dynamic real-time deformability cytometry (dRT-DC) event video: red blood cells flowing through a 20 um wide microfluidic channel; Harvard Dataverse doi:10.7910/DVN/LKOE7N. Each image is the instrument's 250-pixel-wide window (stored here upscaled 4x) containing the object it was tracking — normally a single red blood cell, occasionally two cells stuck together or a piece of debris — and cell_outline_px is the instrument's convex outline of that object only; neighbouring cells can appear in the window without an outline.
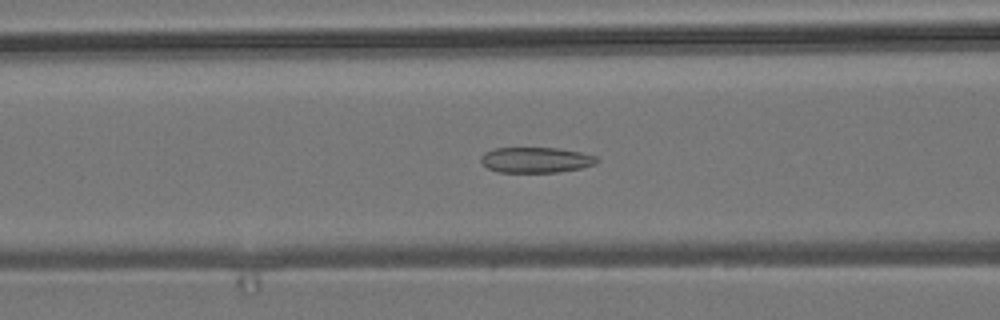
{"species": "common noctule bat (a hibernating species)", "species_latin": "Nyctalus noctula", "temperature_condition": "room temperature", "stored_images_in_passage": 53, "camera_frame_rate_fps": 3000, "um_per_image_px": 0.085, "animal": {"sex": "male", "body_mass_g": 19.2, "forearm_length_mm": 51.8}, "frame": {"image": 1, "passage_image": 20, "time_ms": 6.333, "image_size_px": [1000, 320], "cell_outline_px": [[600, 160], [596, 164], [580, 168], [556, 172], [496, 172], [488, 168], [480, 160], [480, 156], [484, 152], [496, 148], [560, 148], [580, 152], [596, 156]], "centroid_in_image_um": [45.55, 13.59], "position_along_channel_um": 121.0, "area_um2": 17.28}}
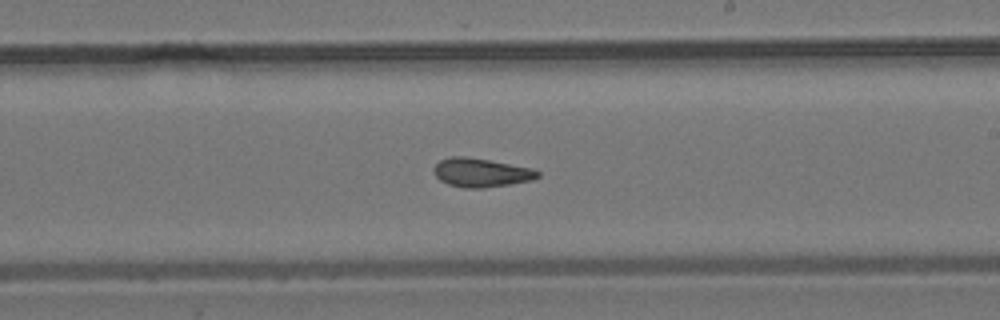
{"frame": {"image": 2, "passage_image": 30, "time_ms": 9.667, "image_size_px": [1000, 320], "cell_outline_px": [[540, 176], [532, 180], [484, 188], [464, 188], [448, 184], [440, 180], [436, 176], [436, 164], [440, 160], [448, 156], [464, 156], [536, 168], [540, 172]], "centroid_in_image_um": [40.94, 14.66], "position_along_channel_um": 248.1, "area_um2": 17.4}}
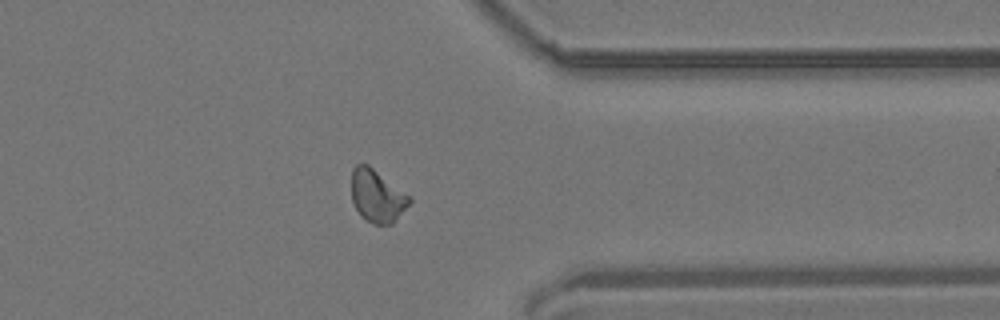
{"frame": {"image": 3, "passage_image": 41, "time_ms": 13.333, "image_size_px": [1000, 320], "cell_outline_px": [[412, 200], [392, 224], [372, 224], [356, 208], [352, 200], [352, 168], [356, 164], [368, 164], [412, 196]], "centroid_in_image_um": [32.08, 16.62], "position_along_channel_um": 379.3, "area_um2": 17.63}, "authors_computed_cell_mechanics": {"area_um2": 17.629, "velocity_mm_per_s": 3.8028, "shape_relaxation_time_tau1_ms": null, "shape_relaxation_time_tau2_ms": 2.3604, "deformation_change_tau1": null, "deformation_change_tau2": 0.083}}